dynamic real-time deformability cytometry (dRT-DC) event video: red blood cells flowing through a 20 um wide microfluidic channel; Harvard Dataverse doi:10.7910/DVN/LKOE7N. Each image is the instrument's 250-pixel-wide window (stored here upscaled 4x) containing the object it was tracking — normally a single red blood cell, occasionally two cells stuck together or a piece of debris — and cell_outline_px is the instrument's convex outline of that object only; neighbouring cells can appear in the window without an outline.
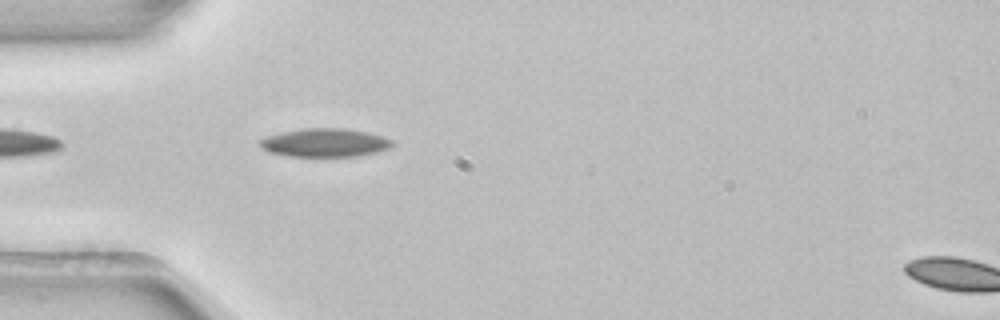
{"species": "common noctule bat (a hibernating species)", "species_latin": "Nyctalus noctula", "temperature_condition": "room temperature", "stored_images_in_passage": 5, "segment_of_instrument_passage": [1, 2], "camera_frame_rate_fps": 3000, "um_per_image_px": 0.085, "animal": {"sex": "female", "body_mass_g": 22.7, "forearm_length_mm": 54.2}, "frame": {"image": 1, "passage_image": 4, "time_ms": 1.0, "image_size_px": [1000, 320], "cell_outline_px": [[396, 144], [388, 148], [376, 152], [360, 156], [288, 156], [268, 152], [260, 144], [260, 140], [268, 136], [284, 132], [304, 128], [344, 128], [384, 136], [396, 140]], "centroid_in_image_um": [27.69, 12.13], "position_along_channel_um": 57.3, "area_um2": 21.85}}